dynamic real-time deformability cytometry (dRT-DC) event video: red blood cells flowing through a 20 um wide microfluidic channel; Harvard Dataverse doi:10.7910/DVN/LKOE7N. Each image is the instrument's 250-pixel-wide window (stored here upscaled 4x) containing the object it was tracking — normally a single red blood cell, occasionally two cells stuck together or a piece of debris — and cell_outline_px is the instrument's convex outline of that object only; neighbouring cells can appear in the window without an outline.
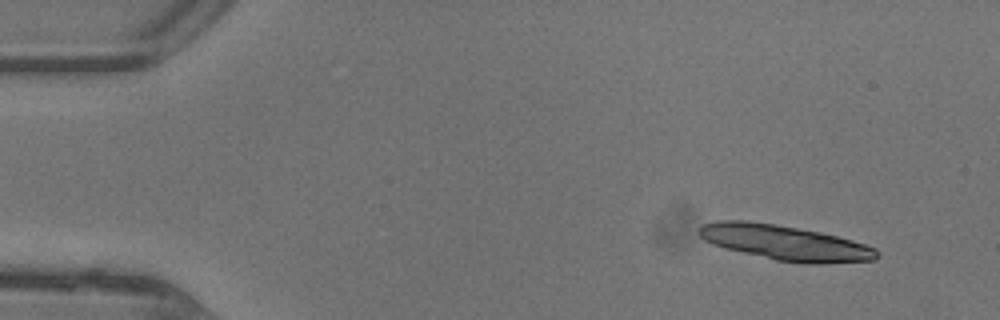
{"species": "common noctule bat (a hibernating species)", "species_latin": "Nyctalus noctula", "temperature_condition": "warm", "stored_images_in_passage": 45, "camera_frame_rate_fps": 3000, "um_per_image_px": 0.085, "animal": {"sex": "female"}, "frame": {"image": 1, "passage_image": 3, "time_ms": 0.667, "image_size_px": [1000, 320], "cell_outline_px": [[880, 256], [876, 260], [820, 264], [804, 264], [776, 260], [724, 248], [712, 244], [704, 240], [696, 232], [704, 224], [716, 220], [748, 220], [776, 224], [820, 232], [852, 240], [876, 248], [880, 252]], "centroid_in_image_um": [66.74, 20.63], "position_along_channel_um": 18.3, "area_um2": 36.59}}
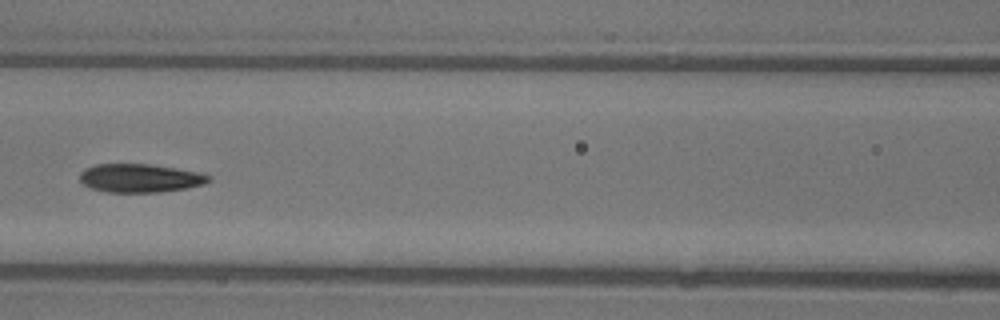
{"frame": {"image": 2, "passage_image": 20, "time_ms": 6.333, "image_size_px": [1000, 320], "cell_outline_px": [[212, 180], [204, 184], [184, 188], [160, 192], [104, 192], [92, 188], [84, 184], [80, 180], [80, 172], [84, 168], [96, 164], [148, 164], [176, 168], [200, 172], [212, 176]], "centroid_in_image_um": [11.91, 15.13], "position_along_channel_um": 154.7, "area_um2": 21.44}}
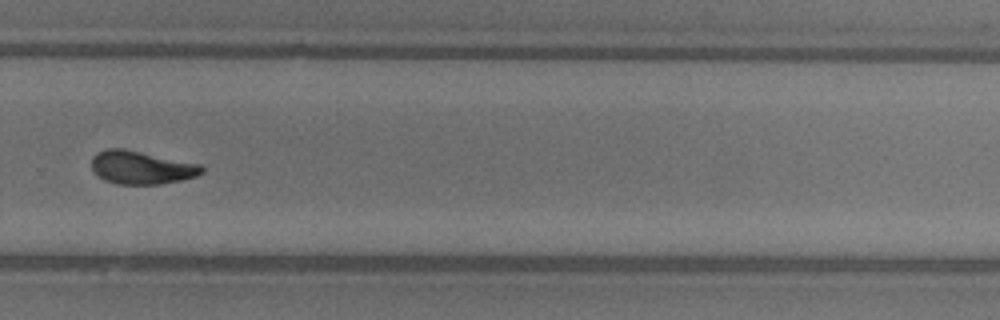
{"frame": {"image": 3, "passage_image": 31, "time_ms": 10.0, "image_size_px": [1000, 320], "cell_outline_px": [[204, 172], [196, 176], [180, 180], [160, 184], [116, 184], [104, 180], [96, 176], [92, 168], [92, 156], [96, 152], [108, 148], [124, 148], [200, 164], [204, 168]], "centroid_in_image_um": [11.98, 14.23], "position_along_channel_um": 317.8, "area_um2": 21.44}, "authors_computed_cell_mechanics": {"area_um2": 21.9062, "velocity_mm_per_s": 4.474, "shape_relaxation_time_tau1_ms": 3.8125, "shape_relaxation_time_tau2_ms": 1.8006, "deformation_change_tau1": 0.1892, "deformation_change_tau2": 0.0913}}